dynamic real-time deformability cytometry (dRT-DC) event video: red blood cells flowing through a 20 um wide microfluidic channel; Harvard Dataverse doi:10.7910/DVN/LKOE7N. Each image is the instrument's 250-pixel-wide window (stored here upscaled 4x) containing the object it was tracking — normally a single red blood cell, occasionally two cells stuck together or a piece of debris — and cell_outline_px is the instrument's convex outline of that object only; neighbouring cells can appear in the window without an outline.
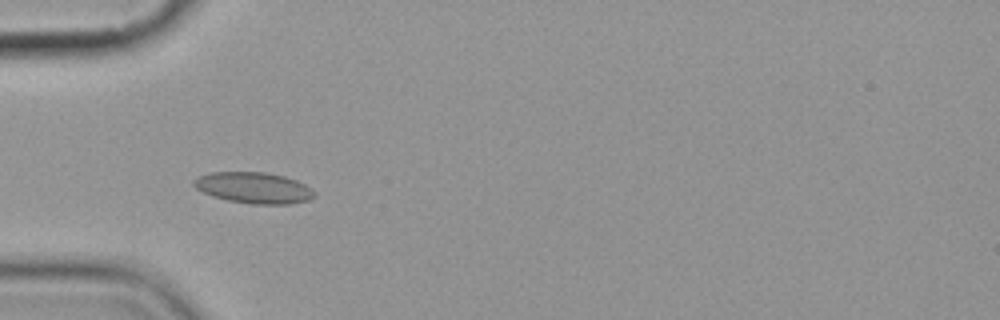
{"species": "common noctule bat (a hibernating species)", "species_latin": "Nyctalus noctula", "temperature_condition": "cold", "stored_images_in_passage": 6, "camera_frame_rate_fps": 3000, "um_per_image_px": 0.085, "animal": {"sex": "female", "body_mass_g": 19.9}, "frame": {"image": 1, "passage_image": 5, "time_ms": 4.667, "image_size_px": [1000, 320], "cell_outline_px": [[316, 196], [308, 200], [292, 204], [252, 204], [228, 200], [212, 196], [196, 188], [192, 184], [192, 180], [196, 176], [212, 172], [264, 172], [284, 176], [296, 180], [312, 188], [316, 192]], "centroid_in_image_um": [21.57, 15.96], "position_along_channel_um": 63.4, "area_um2": 22.02}}
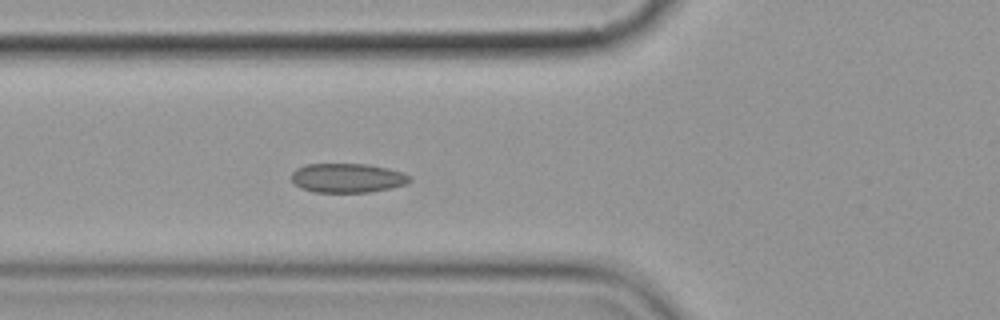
{"frame": {"image": 2, "passage_image": 6, "time_ms": 5.667, "image_size_px": [1000, 320], "cell_outline_px": [[412, 180], [408, 184], [392, 188], [368, 192], [312, 192], [300, 188], [292, 180], [292, 172], [296, 168], [304, 164], [368, 164], [388, 168], [404, 172], [412, 176]], "centroid_in_image_um": [29.57, 15.12], "position_along_channel_um": 96.2, "area_um2": 20.46}}